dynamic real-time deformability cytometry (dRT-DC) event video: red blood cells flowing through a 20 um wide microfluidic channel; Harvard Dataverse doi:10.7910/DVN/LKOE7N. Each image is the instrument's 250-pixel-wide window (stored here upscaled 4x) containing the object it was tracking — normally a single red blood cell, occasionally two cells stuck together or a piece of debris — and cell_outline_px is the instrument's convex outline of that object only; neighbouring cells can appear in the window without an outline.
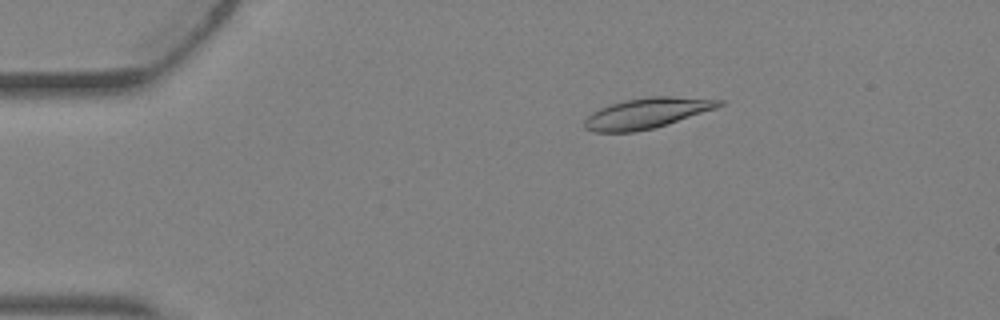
{"species": "Egyptian fruit bat (a non-hibernating species)", "species_latin": "Rousettus aegyptiacus", "temperature_condition": "warm", "stored_images_in_passage": 5, "camera_frame_rate_fps": 3000, "um_per_image_px": 0.085, "animal": {"sex": "female"}, "frame": {"image": 1, "passage_image": 3, "time_ms": 0.667, "image_size_px": [1000, 320], "cell_outline_px": [[724, 104], [716, 108], [656, 128], [636, 132], [592, 132], [584, 128], [584, 120], [592, 112], [608, 104], [624, 100], [648, 96], [668, 96], [724, 100]], "centroid_in_image_um": [54.95, 9.62], "position_along_channel_um": 30.1, "area_um2": 24.04}}